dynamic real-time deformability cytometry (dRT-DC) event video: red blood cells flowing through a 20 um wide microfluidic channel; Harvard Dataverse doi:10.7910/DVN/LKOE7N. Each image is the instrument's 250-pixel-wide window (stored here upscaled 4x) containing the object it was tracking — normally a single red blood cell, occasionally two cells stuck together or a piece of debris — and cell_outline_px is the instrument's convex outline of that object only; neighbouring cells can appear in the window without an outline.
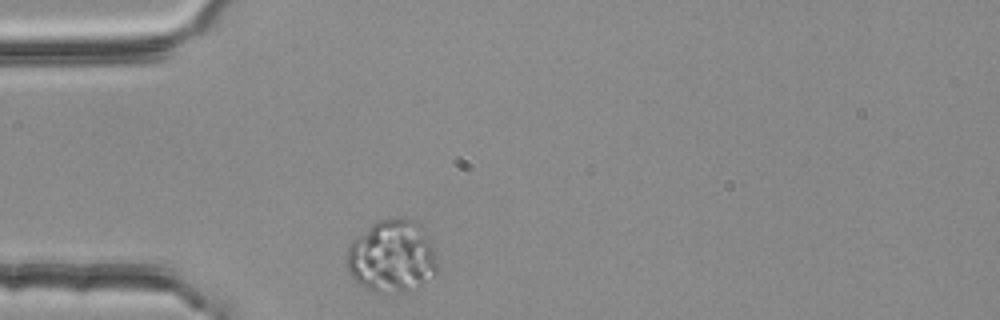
{"species": "common noctule bat (a hibernating species)", "species_latin": "Nyctalus noctula", "temperature_condition": "room temperature", "stored_images_in_passage": 33, "camera_frame_rate_fps": 3000, "um_per_image_px": 0.085, "animal": {"sex": "female", "body_mass_g": 25.1}, "frame": {"image": 1, "passage_image": 1, "time_ms": 0.0, "image_size_px": [1000, 320], "cell_outline_px": [[436, 272], [432, 276], [420, 284], [404, 292], [376, 292], [360, 284], [348, 272], [348, 248], [372, 224], [380, 220], [392, 216], [404, 216], [416, 220], [420, 224], [432, 248], [436, 264]], "centroid_in_image_um": [33.32, 21.76], "position_along_channel_um": 51.7, "area_um2": 37.4}}
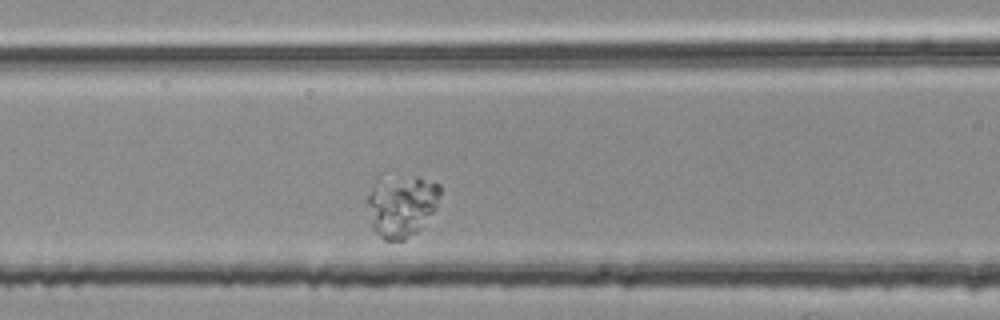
{"frame": {"image": 2, "passage_image": 9, "time_ms": 2.667, "image_size_px": [1000, 320], "cell_outline_px": [[440, 192], [436, 208], [416, 232], [404, 240], [384, 240], [372, 228], [368, 204], [368, 196], [376, 180], [416, 176], [440, 184]], "centroid_in_image_um": [34.14, 17.49], "position_along_channel_um": 132.5, "area_um2": 25.72}}
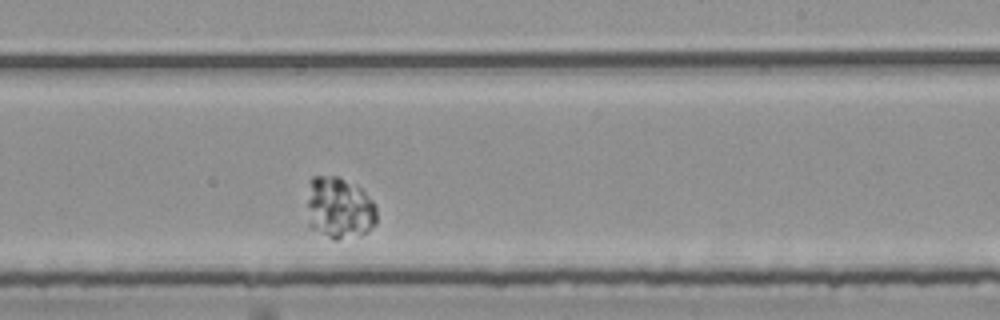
{"frame": {"image": 3, "passage_image": 20, "time_ms": 6.333, "image_size_px": [1000, 320], "cell_outline_px": [[376, 224], [368, 232], [336, 240], [332, 240], [312, 228], [308, 224], [308, 200], [312, 176], [336, 176], [360, 188], [376, 204]], "centroid_in_image_um": [28.85, 17.71], "position_along_channel_um": 260.1, "area_um2": 24.85}}